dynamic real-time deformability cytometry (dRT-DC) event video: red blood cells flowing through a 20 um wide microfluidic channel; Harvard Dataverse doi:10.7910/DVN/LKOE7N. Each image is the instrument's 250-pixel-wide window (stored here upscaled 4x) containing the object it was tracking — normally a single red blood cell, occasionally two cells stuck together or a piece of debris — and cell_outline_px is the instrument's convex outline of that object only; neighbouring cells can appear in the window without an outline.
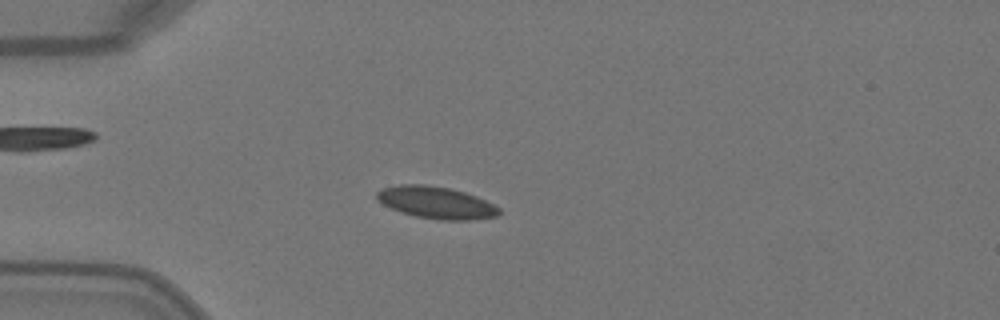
{"species": "Egyptian fruit bat (a non-hibernating species)", "species_latin": "Rousettus aegyptiacus", "temperature_condition": "warm", "stored_images_in_passage": 50, "camera_frame_rate_fps": 3000, "um_per_image_px": 0.085, "animal": {"sex": "female"}, "frame": {"image": 1, "passage_image": 14, "time_ms": 4.333, "image_size_px": [1000, 320], "cell_outline_px": [[500, 212], [496, 216], [468, 220], [440, 220], [416, 216], [400, 212], [376, 200], [376, 192], [384, 188], [400, 184], [424, 184], [448, 188], [464, 192], [476, 196], [500, 208]], "centroid_in_image_um": [37.05, 17.22], "position_along_channel_um": 48.0, "area_um2": 22.6}}
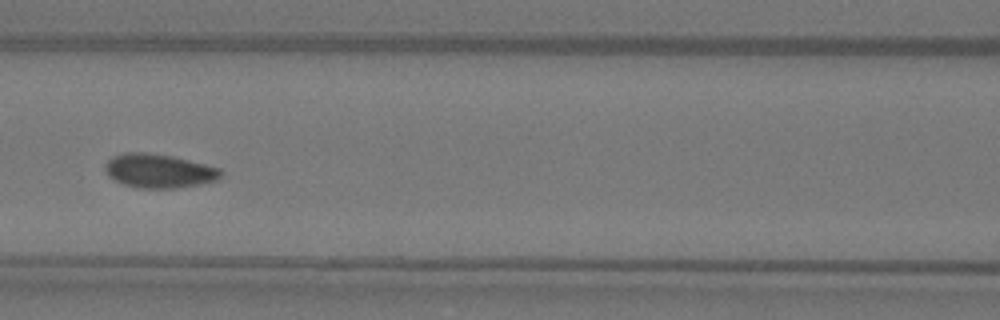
{"frame": {"image": 2, "passage_image": 23, "time_ms": 7.333, "image_size_px": [1000, 320], "cell_outline_px": [[224, 172], [216, 180], [200, 184], [176, 188], [140, 188], [124, 184], [108, 176], [104, 172], [104, 168], [108, 160], [112, 156], [124, 152], [144, 152], [172, 156], [220, 168]], "centroid_in_image_um": [13.48, 14.52], "position_along_channel_um": 153.1, "area_um2": 22.83}}
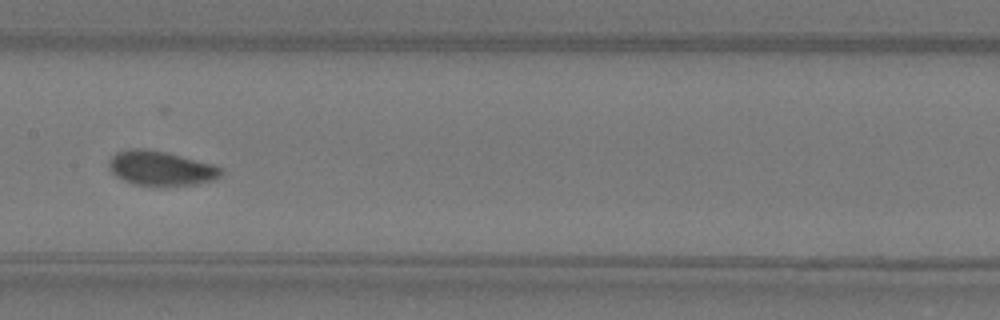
{"frame": {"image": 3, "passage_image": 26, "time_ms": 8.333, "image_size_px": [1000, 320], "cell_outline_px": [[224, 172], [216, 180], [196, 184], [132, 184], [116, 176], [108, 168], [108, 160], [116, 152], [128, 148], [144, 148], [164, 152], [212, 164], [224, 168]], "centroid_in_image_um": [13.66, 14.28], "position_along_channel_um": 193.7, "area_um2": 22.31}, "authors_computed_cell_mechanics": {"area_um2": 22.1374, "velocity_mm_per_s": 4.0735, "shape_relaxation_time_tau1_ms": 3.3072, "shape_relaxation_time_tau2_ms": 3.1466, "deformation_change_tau1": 0.1081, "deformation_change_tau2": 0.029}}